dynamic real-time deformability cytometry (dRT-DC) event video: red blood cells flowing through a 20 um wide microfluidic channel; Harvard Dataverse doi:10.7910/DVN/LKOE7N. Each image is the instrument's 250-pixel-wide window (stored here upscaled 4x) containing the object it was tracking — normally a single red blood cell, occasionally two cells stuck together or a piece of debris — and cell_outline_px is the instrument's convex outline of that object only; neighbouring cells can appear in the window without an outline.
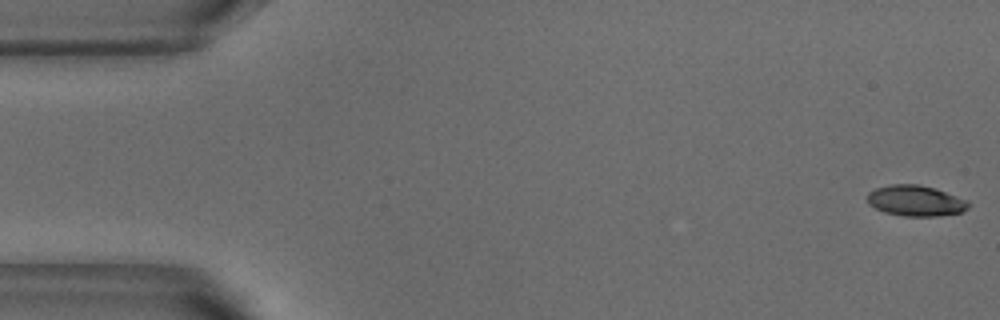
{"species": "common noctule bat (a hibernating species)", "species_latin": "Nyctalus noctula", "temperature_condition": "warm", "stored_images_in_passage": 53, "camera_frame_rate_fps": 3000, "um_per_image_px": 0.085, "animal": {"sex": "male", "body_mass_g": 18.8}, "frame": {"image": 1, "passage_image": 1, "time_ms": 0.0, "image_size_px": [1000, 320], "cell_outline_px": [[968, 208], [960, 212], [940, 216], [904, 216], [884, 212], [868, 204], [868, 192], [876, 188], [892, 184], [920, 184], [968, 200]], "centroid_in_image_um": [77.8, 17.07], "position_along_channel_um": 7.2, "area_um2": 17.92}}
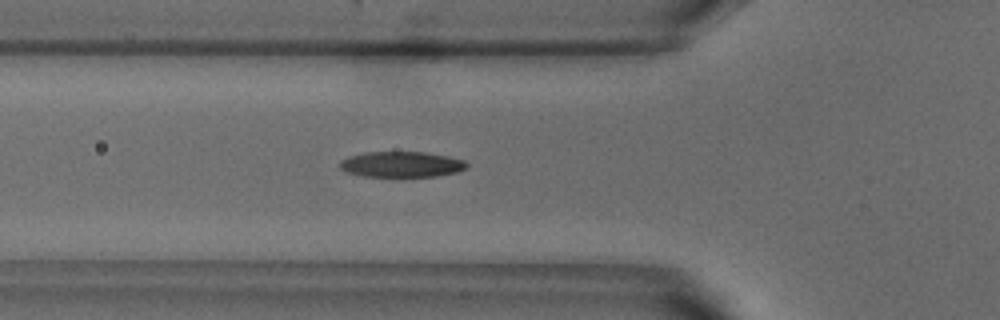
{"frame": {"image": 2, "passage_image": 18, "time_ms": 5.667, "image_size_px": [1000, 320], "cell_outline_px": [[468, 168], [456, 172], [436, 176], [400, 180], [364, 176], [348, 172], [340, 168], [340, 160], [348, 156], [364, 152], [424, 152], [448, 156], [464, 160], [468, 164]], "centroid_in_image_um": [34.13, 14.02], "position_along_channel_um": 91.7, "area_um2": 19.94}}
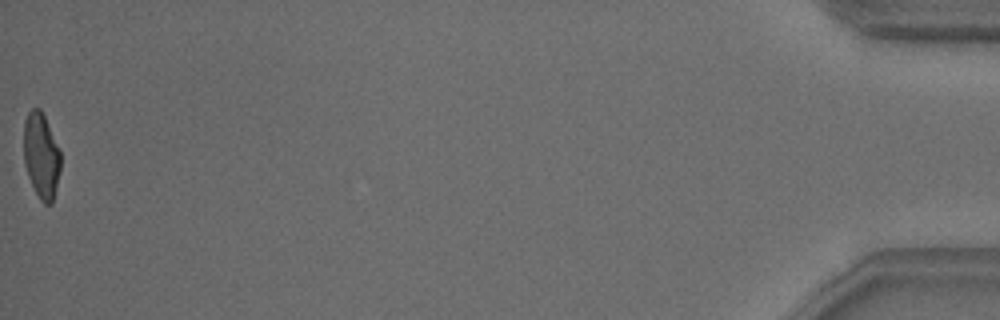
{"frame": {"image": 3, "passage_image": 53, "time_ms": 17.333, "image_size_px": [1000, 320], "cell_outline_px": [[60, 172], [52, 204], [44, 204], [40, 200], [28, 176], [24, 164], [24, 120], [28, 112], [32, 108], [40, 108], [44, 116], [60, 152]], "centroid_in_image_um": [3.49, 13.24], "position_along_channel_um": 431.7, "area_um2": 18.21}, "authors_computed_cell_mechanics": {"area_um2": 19.3052, "velocity_mm_per_s": 3.7877, "shape_relaxation_time_tau1_ms": 3.6816, "shape_relaxation_time_tau2_ms": 1.5616, "deformation_change_tau1": 0.1895, "deformation_change_tau2": 0.0732}}